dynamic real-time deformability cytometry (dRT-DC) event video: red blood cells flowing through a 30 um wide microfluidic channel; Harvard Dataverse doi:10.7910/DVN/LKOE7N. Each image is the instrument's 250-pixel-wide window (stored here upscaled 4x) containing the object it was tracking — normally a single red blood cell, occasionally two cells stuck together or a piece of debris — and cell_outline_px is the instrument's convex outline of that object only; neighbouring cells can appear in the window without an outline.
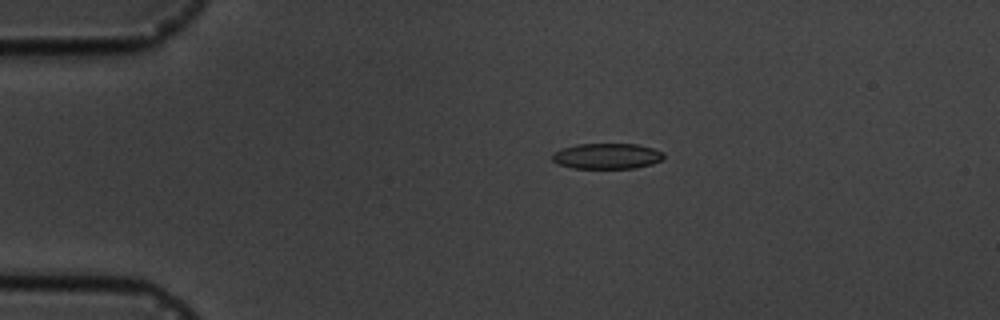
{"species": "common noctule bat (a hibernating species)", "species_latin": "Nyctalus noctula", "temperature_condition": "cold", "stored_images_in_passage": 3, "camera_frame_rate_fps": 3000, "um_per_image_px": 0.085, "animal": {"sex": "male", "body_mass_g": 19.5, "forearm_length_mm": 54.6}, "frame": {"image": 1, "passage_image": 1, "time_ms": 0.0, "image_size_px": [1000, 320], "cell_outline_px": [[664, 156], [660, 160], [652, 164], [636, 168], [572, 168], [560, 164], [552, 160], [552, 152], [560, 148], [576, 144], [636, 144], [652, 148], [664, 152]], "centroid_in_image_um": [51.56, 13.26], "position_along_channel_um": 33.4, "area_um2": 16.7}}
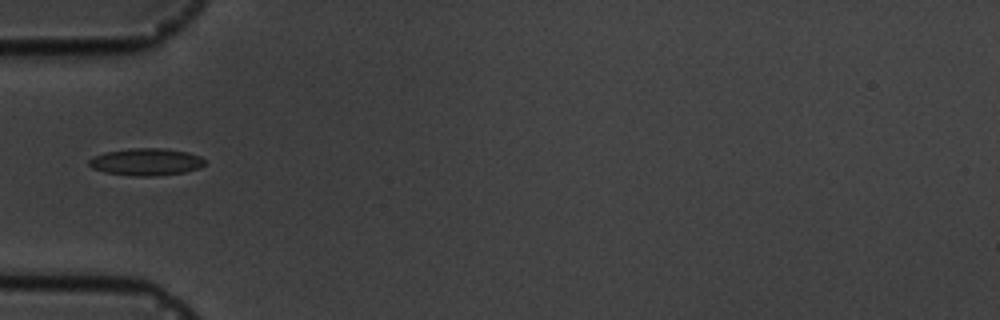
{"frame": {"image": 2, "passage_image": 3, "time_ms": 2.333, "image_size_px": [1000, 320], "cell_outline_px": [[204, 164], [200, 168], [184, 172], [156, 176], [136, 176], [104, 172], [92, 168], [88, 164], [88, 160], [92, 156], [104, 152], [132, 148], [164, 148], [188, 152], [200, 156], [204, 160]], "centroid_in_image_um": [12.4, 13.75], "position_along_channel_um": 72.6, "area_um2": 18.44}}